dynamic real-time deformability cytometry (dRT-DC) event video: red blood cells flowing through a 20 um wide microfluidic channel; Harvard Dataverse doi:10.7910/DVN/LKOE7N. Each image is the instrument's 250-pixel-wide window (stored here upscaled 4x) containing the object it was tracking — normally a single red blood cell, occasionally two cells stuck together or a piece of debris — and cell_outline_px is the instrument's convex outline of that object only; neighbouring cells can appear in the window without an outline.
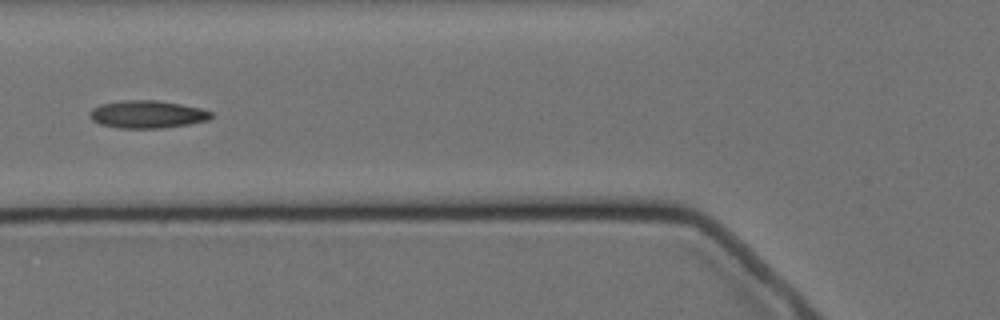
{"species": "Egyptian fruit bat (a non-hibernating species)", "species_latin": "Rousettus aegyptiacus", "temperature_condition": "cold", "stored_images_in_passage": 5, "camera_frame_rate_fps": 3000, "um_per_image_px": 0.085, "animal": {"sex": "female"}, "frame": {"image": 1, "passage_image": 4, "time_ms": 3.333, "image_size_px": [1000, 320], "cell_outline_px": [[212, 116], [208, 120], [188, 124], [160, 128], [120, 128], [100, 124], [92, 120], [88, 116], [88, 112], [92, 108], [100, 104], [124, 100], [156, 100], [180, 104], [200, 108], [212, 112]], "centroid_in_image_um": [12.47, 9.71], "position_along_channel_um": 113.3, "area_um2": 19.54}}
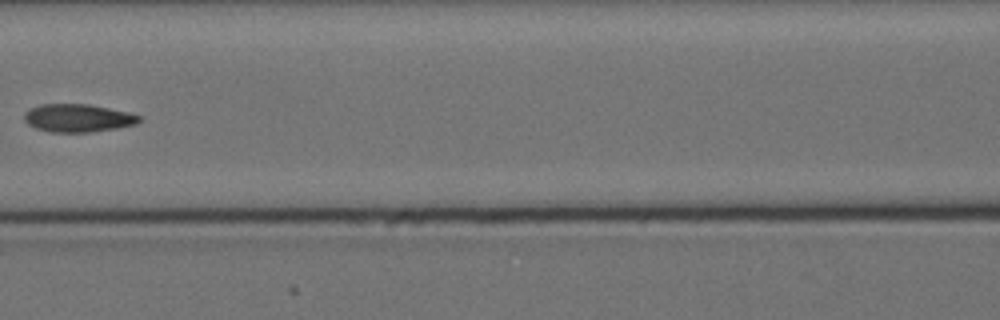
{"frame": {"image": 2, "passage_image": 5, "time_ms": 4.667, "image_size_px": [1000, 320], "cell_outline_px": [[140, 120], [136, 124], [116, 128], [88, 132], [52, 132], [36, 128], [28, 124], [24, 120], [24, 112], [28, 108], [40, 104], [88, 104], [128, 112], [140, 116]], "centroid_in_image_um": [6.57, 10.02], "position_along_channel_um": 160.0, "area_um2": 18.67}}